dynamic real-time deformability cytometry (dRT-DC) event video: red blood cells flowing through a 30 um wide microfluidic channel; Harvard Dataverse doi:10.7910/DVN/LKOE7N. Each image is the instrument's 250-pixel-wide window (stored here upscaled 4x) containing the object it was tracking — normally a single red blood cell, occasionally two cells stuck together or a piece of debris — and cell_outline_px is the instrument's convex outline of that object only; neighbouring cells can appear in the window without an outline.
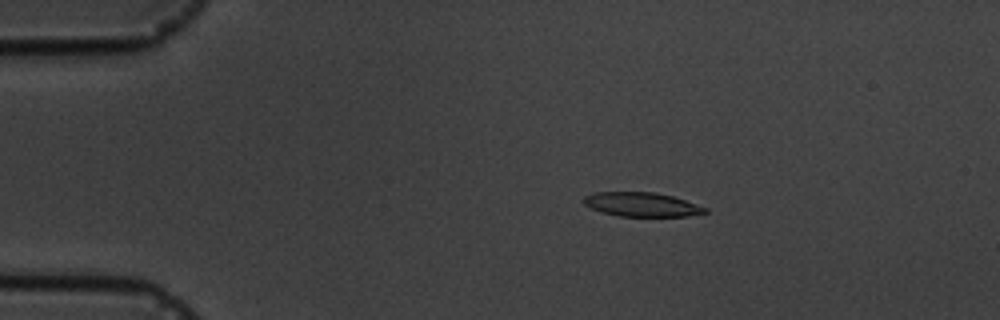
{"species": "common noctule bat (a hibernating species)", "species_latin": "Nyctalus noctula", "temperature_condition": "cold", "stored_images_in_passage": 4, "camera_frame_rate_fps": 3000, "um_per_image_px": 0.085, "animal": {"sex": "male", "body_mass_g": 19.5, "forearm_length_mm": 54.6}, "frame": {"image": 1, "passage_image": 3, "time_ms": 2.333, "image_size_px": [1000, 320], "cell_outline_px": [[708, 212], [688, 216], [620, 216], [600, 212], [584, 204], [584, 196], [592, 192], [656, 192], [672, 196], [708, 208]], "centroid_in_image_um": [54.54, 17.38], "position_along_channel_um": 30.5, "area_um2": 17.05}}